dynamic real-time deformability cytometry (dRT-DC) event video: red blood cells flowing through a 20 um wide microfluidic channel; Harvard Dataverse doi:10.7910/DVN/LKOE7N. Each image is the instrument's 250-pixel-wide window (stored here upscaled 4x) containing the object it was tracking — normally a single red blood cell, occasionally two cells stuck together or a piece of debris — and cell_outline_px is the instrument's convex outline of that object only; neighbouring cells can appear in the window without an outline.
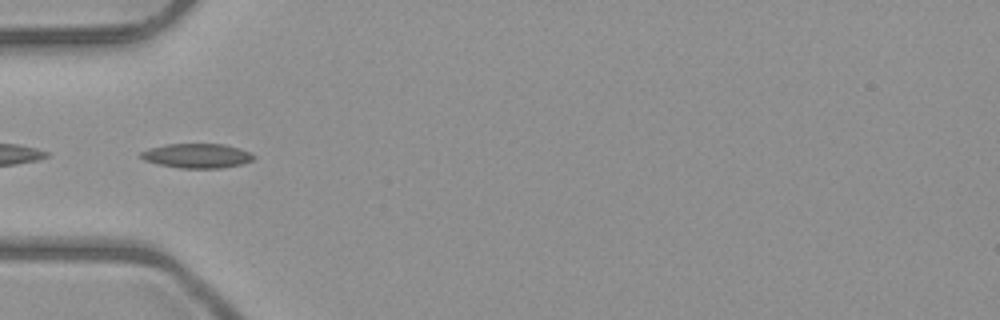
{"species": "common noctule bat (a hibernating species)", "species_latin": "Nyctalus noctula", "temperature_condition": "room temperature", "stored_images_in_passage": 6, "segment_of_instrument_passage": [2, 2], "camera_frame_rate_fps": 3000, "um_per_image_px": 0.085, "animal": {"sex": "male", "body_mass_g": 23.1, "forearm_length_mm": 52.7}, "frame": {"image": 1, "passage_image": 5, "time_ms": 5.333, "image_size_px": [1000, 320], "cell_outline_px": [[256, 156], [252, 160], [240, 164], [220, 168], [180, 168], [160, 164], [144, 160], [140, 156], [140, 152], [152, 148], [168, 144], [224, 144], [240, 148], [252, 152]], "centroid_in_image_um": [16.79, 13.23], "position_along_channel_um": 68.2, "area_um2": 15.95}}
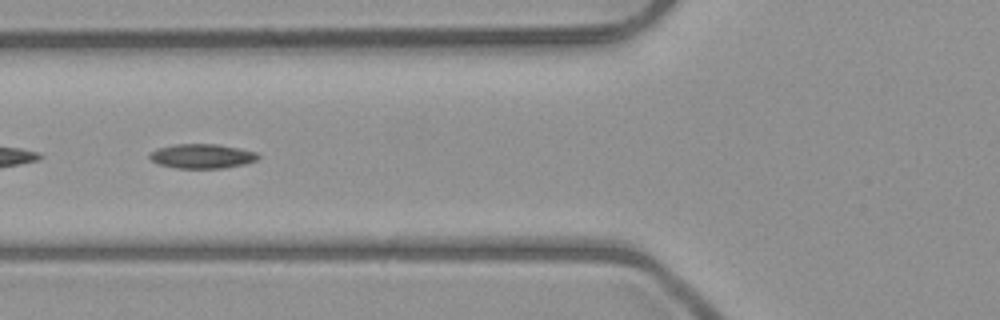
{"frame": {"image": 2, "passage_image": 6, "time_ms": 6.333, "image_size_px": [1000, 320], "cell_outline_px": [[260, 156], [256, 160], [244, 164], [224, 168], [176, 168], [160, 164], [152, 160], [148, 156], [152, 152], [160, 148], [176, 144], [216, 144], [256, 152]], "centroid_in_image_um": [17.19, 13.28], "position_along_channel_um": 108.6, "area_um2": 15.14}}